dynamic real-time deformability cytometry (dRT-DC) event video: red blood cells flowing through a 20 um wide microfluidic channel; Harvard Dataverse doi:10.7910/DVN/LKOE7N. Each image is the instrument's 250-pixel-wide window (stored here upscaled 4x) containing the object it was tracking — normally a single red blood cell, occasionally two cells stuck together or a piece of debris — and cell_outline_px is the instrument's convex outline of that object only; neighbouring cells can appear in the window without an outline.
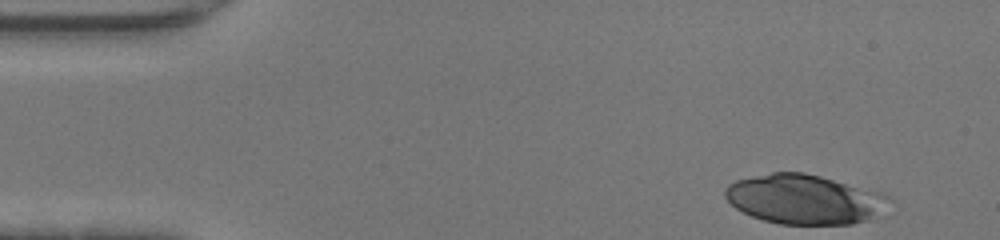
{"species": "human", "species_latin": "Homo sapiens", "temperature_condition": "warm", "stored_images_in_passage": 35, "camera_frame_rate_fps": 3000, "um_per_image_px": 0.085, "donor": {"sex": "female"}, "frame": {"image": 1, "passage_image": 1, "time_ms": 0.0, "image_size_px": [1000, 240], "cell_outline_px": [[892, 200], [868, 220], [852, 224], [780, 224], [764, 220], [752, 216], [736, 208], [724, 196], [724, 188], [728, 184], [736, 180], [772, 172], [804, 172], [820, 176], [880, 192], [888, 196]], "centroid_in_image_um": [68.33, 16.93], "position_along_channel_um": 16.7, "area_um2": 46.93}}
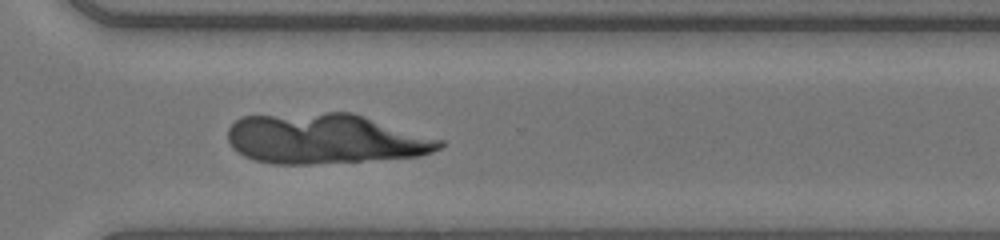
{"frame": {"image": 2, "passage_image": 30, "time_ms": 9.667, "image_size_px": [1000, 240], "cell_outline_px": [[444, 144], [440, 148], [432, 152], [420, 156], [312, 164], [272, 164], [256, 160], [244, 156], [232, 148], [228, 140], [228, 128], [240, 116], [324, 112], [352, 112], [444, 140]], "centroid_in_image_um": [27.62, 11.79], "position_along_channel_um": 343.0, "area_um2": 62.08}}
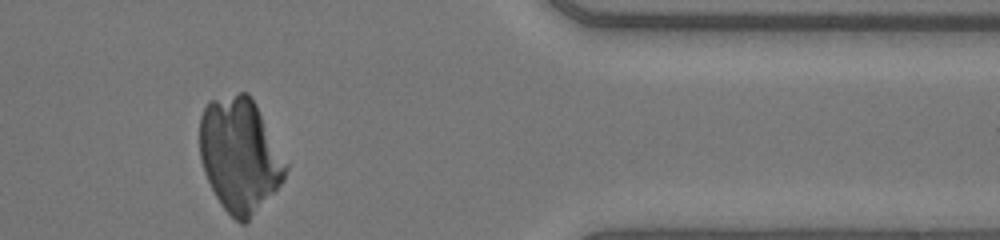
{"frame": {"image": 3, "passage_image": 35, "time_ms": 11.333, "image_size_px": [1000, 240], "cell_outline_px": [[288, 168], [284, 180], [248, 220], [244, 224], [240, 224], [224, 208], [216, 196], [204, 172], [200, 160], [200, 116], [208, 100], [240, 92], [248, 92], [256, 104], [288, 164]], "centroid_in_image_um": [20.37, 13.14], "position_along_channel_um": 391.0, "area_um2": 56.93}}